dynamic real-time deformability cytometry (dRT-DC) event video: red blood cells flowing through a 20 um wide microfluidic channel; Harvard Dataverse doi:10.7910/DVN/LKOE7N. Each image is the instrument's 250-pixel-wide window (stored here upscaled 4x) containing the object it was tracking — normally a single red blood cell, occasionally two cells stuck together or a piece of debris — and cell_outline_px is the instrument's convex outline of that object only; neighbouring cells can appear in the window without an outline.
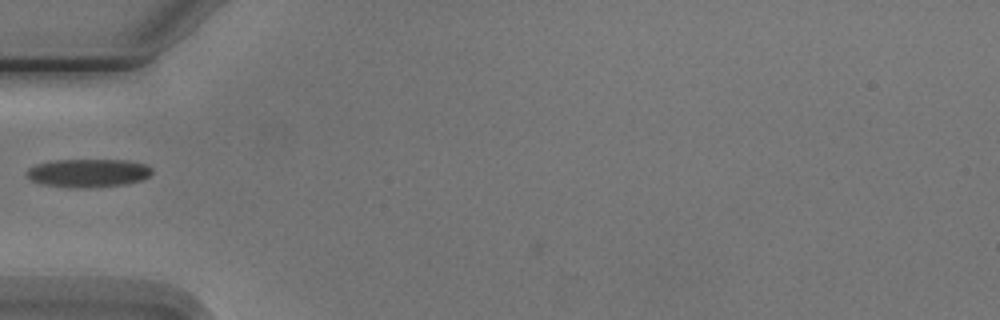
{"species": "Egyptian fruit bat (a non-hibernating species)", "species_latin": "Rousettus aegyptiacus", "temperature_condition": "cold", "stored_images_in_passage": 6, "camera_frame_rate_fps": 3000, "um_per_image_px": 0.085, "animal": {"sex": "male"}, "frame": {"image": 1, "passage_image": 5, "time_ms": 5.667, "image_size_px": [1000, 320], "cell_outline_px": [[152, 172], [144, 180], [124, 184], [88, 188], [68, 188], [44, 184], [32, 180], [24, 176], [28, 168], [36, 164], [52, 160], [128, 160], [148, 164], [152, 168]], "centroid_in_image_um": [7.5, 14.7], "position_along_channel_um": 77.5, "area_um2": 20.98}}
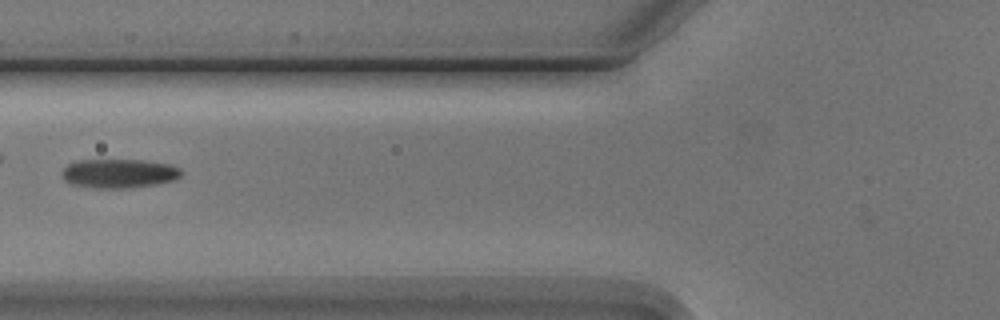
{"frame": {"image": 2, "passage_image": 6, "time_ms": 6.667, "image_size_px": [1000, 320], "cell_outline_px": [[184, 172], [176, 180], [160, 184], [132, 188], [96, 188], [72, 184], [64, 180], [60, 176], [60, 172], [68, 164], [80, 160], [144, 160], [168, 164], [180, 168]], "centroid_in_image_um": [10.14, 14.75], "position_along_channel_um": 115.7, "area_um2": 20.52}}